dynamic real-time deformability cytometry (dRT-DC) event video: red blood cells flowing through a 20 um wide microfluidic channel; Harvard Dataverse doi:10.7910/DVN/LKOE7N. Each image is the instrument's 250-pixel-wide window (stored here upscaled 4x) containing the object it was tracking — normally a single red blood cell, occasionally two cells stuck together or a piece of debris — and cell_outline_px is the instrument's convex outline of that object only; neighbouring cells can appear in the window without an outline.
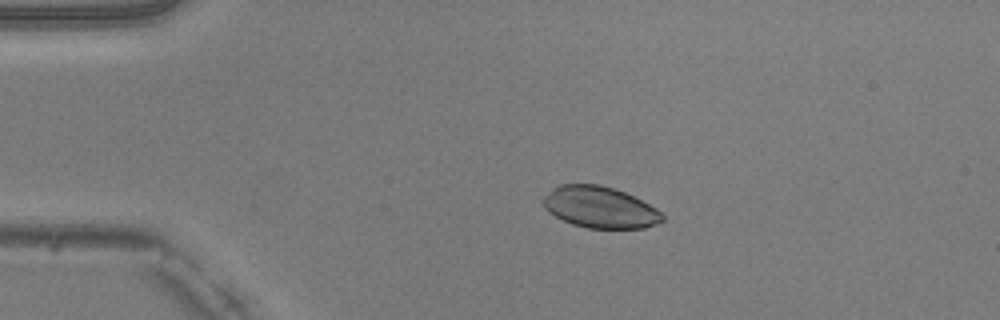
{"species": "common noctule bat (a hibernating species)", "species_latin": "Nyctalus noctula", "temperature_condition": "warm", "stored_images_in_passage": 36, "camera_frame_rate_fps": 3000, "um_per_image_px": 0.085, "animal": {"sex": "male", "body_mass_g": 20.5, "forearm_length_mm": 52.5}, "frame": {"image": 1, "passage_image": 1, "time_ms": 0.0, "image_size_px": [1000, 320], "cell_outline_px": [[664, 220], [656, 224], [644, 228], [588, 228], [572, 224], [556, 216], [544, 208], [544, 196], [560, 184], [600, 184], [624, 192], [656, 208], [664, 216]], "centroid_in_image_um": [51.0, 17.62], "position_along_channel_um": 34.0, "area_um2": 28.38}}
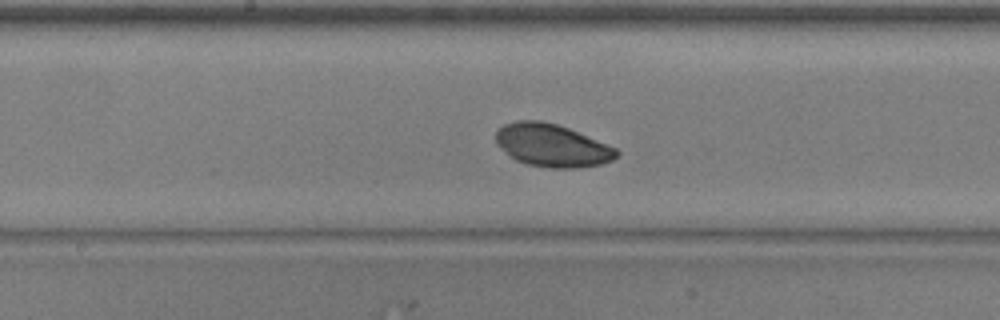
{"frame": {"image": 2, "passage_image": 17, "time_ms": 5.333, "image_size_px": [1000, 320], "cell_outline_px": [[620, 152], [612, 160], [600, 164], [576, 168], [548, 168], [528, 164], [516, 160], [496, 144], [496, 132], [504, 124], [516, 120], [540, 120], [556, 124], [568, 128], [616, 148]], "centroid_in_image_um": [46.9, 12.36], "position_along_channel_um": 201.3, "area_um2": 29.82}}
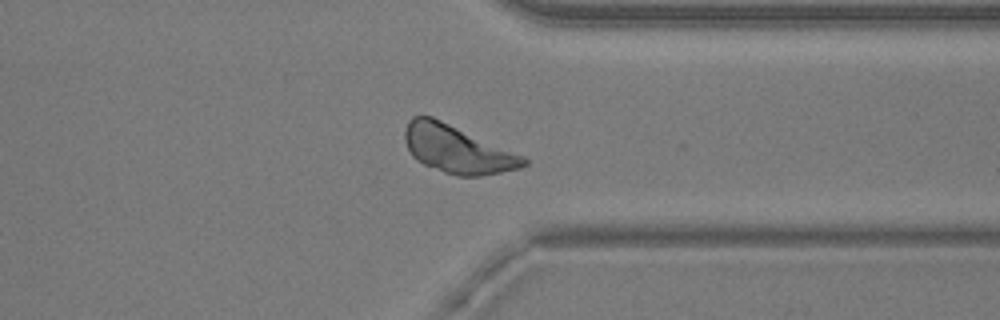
{"frame": {"image": 3, "passage_image": 30, "time_ms": 9.667, "image_size_px": [1000, 320], "cell_outline_px": [[528, 164], [520, 168], [480, 176], [456, 176], [444, 172], [424, 164], [416, 160], [412, 156], [404, 140], [404, 128], [408, 120], [412, 116], [432, 116], [524, 156], [528, 160]], "centroid_in_image_um": [38.84, 12.68], "position_along_channel_um": 372.6, "area_um2": 32.95}}